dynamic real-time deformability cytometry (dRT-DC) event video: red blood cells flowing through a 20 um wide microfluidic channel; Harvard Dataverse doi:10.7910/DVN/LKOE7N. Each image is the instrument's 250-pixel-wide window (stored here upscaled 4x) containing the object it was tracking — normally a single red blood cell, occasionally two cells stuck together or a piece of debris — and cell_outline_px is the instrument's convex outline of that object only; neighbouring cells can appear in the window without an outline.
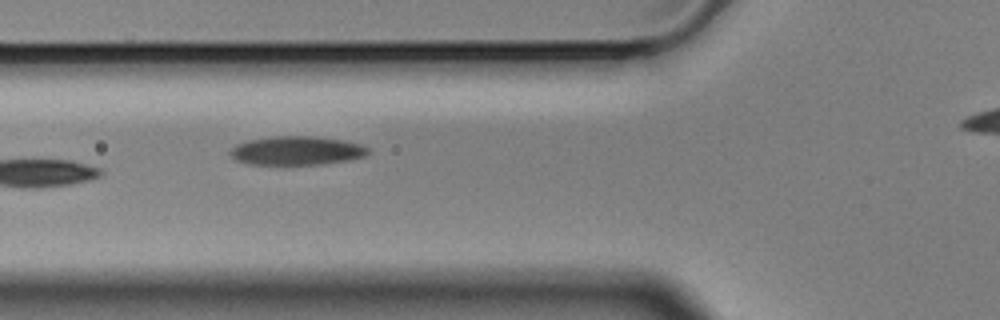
{"species": "Egyptian fruit bat (a non-hibernating species)", "species_latin": "Rousettus aegyptiacus", "temperature_condition": "cold", "stored_images_in_passage": 7, "camera_frame_rate_fps": 3000, "um_per_image_px": 0.085, "animal": {"sex": "male"}, "frame": {"image": 1, "passage_image": 6, "time_ms": 1.667, "image_size_px": [1000, 320], "cell_outline_px": [[368, 152], [364, 156], [352, 160], [324, 164], [248, 164], [236, 160], [228, 152], [236, 144], [248, 140], [276, 136], [308, 136], [344, 140], [360, 144], [368, 148]], "centroid_in_image_um": [25.22, 12.81], "position_along_channel_um": 100.6, "area_um2": 23.06}}
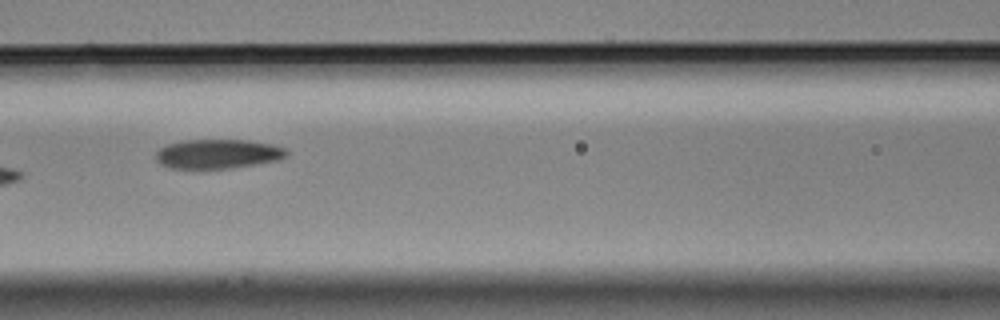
{"frame": {"image": 2, "passage_image": 7, "time_ms": 2.0, "image_size_px": [1000, 320], "cell_outline_px": [[288, 156], [280, 160], [232, 168], [172, 168], [160, 164], [156, 160], [156, 152], [160, 148], [168, 144], [184, 140], [248, 140], [272, 144], [284, 148], [288, 152]], "centroid_in_image_um": [18.54, 13.08], "position_along_channel_um": 148.1, "area_um2": 22.37}}